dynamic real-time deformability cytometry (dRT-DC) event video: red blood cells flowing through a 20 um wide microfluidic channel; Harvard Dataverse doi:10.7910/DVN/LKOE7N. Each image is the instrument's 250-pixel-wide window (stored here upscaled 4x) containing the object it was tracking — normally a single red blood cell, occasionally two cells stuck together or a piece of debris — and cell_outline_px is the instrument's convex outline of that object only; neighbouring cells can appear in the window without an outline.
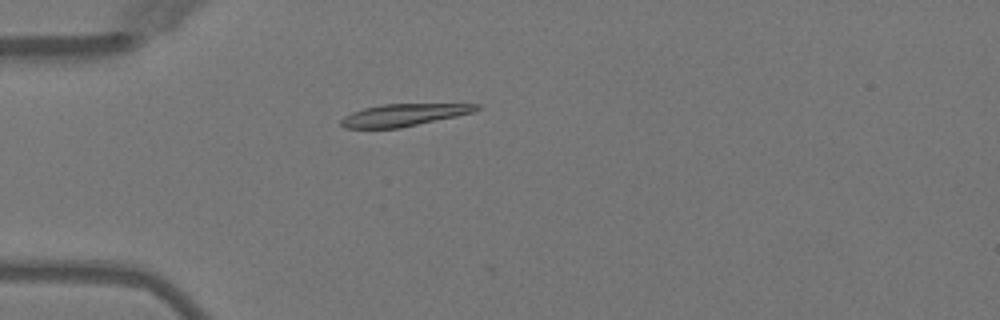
{"species": "Egyptian fruit bat (a non-hibernating species)", "species_latin": "Rousettus aegyptiacus", "temperature_condition": "warm", "stored_images_in_passage": 4, "camera_frame_rate_fps": 3000, "um_per_image_px": 0.085, "animal": {"sex": "female"}, "frame": {"image": 1, "passage_image": 4, "time_ms": 3.333, "image_size_px": [1000, 320], "cell_outline_px": [[480, 108], [472, 112], [456, 116], [400, 128], [344, 128], [340, 124], [340, 120], [344, 116], [352, 112], [364, 108], [384, 104], [480, 104]], "centroid_in_image_um": [34.28, 9.77], "position_along_channel_um": 50.7, "area_um2": 17.34}}